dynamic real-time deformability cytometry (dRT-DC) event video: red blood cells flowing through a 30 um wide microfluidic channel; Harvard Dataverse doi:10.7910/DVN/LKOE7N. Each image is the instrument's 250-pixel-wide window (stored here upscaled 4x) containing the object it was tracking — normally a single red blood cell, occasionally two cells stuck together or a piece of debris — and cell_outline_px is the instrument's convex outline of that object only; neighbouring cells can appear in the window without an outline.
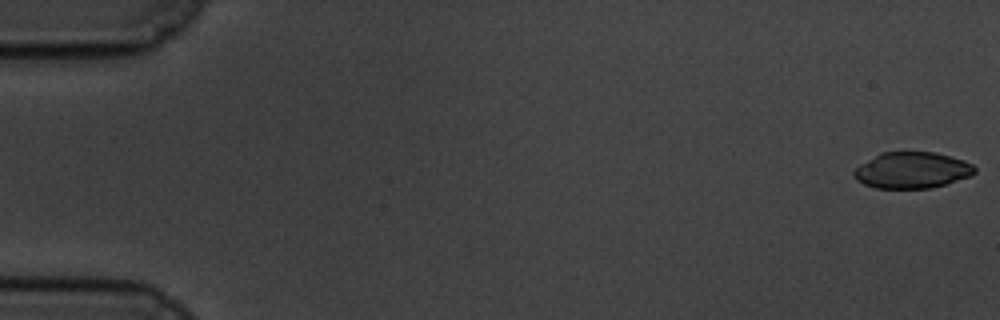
{"species": "common noctule bat (a hibernating species)", "species_latin": "Nyctalus noctula", "temperature_condition": "cold", "stored_images_in_passage": 58, "camera_frame_rate_fps": 3000, "um_per_image_px": 0.085, "animal": {"sex": "male", "body_mass_g": 19.5, "forearm_length_mm": 54.6}, "frame": {"image": 1, "passage_image": 1, "time_ms": 0.0, "image_size_px": [1000, 320], "cell_outline_px": [[976, 172], [972, 176], [944, 184], [928, 188], [876, 188], [864, 184], [856, 180], [852, 172], [860, 164], [880, 152], [936, 152], [964, 160], [972, 164], [976, 168]], "centroid_in_image_um": [77.52, 14.46], "position_along_channel_um": 7.5, "area_um2": 25.55}}
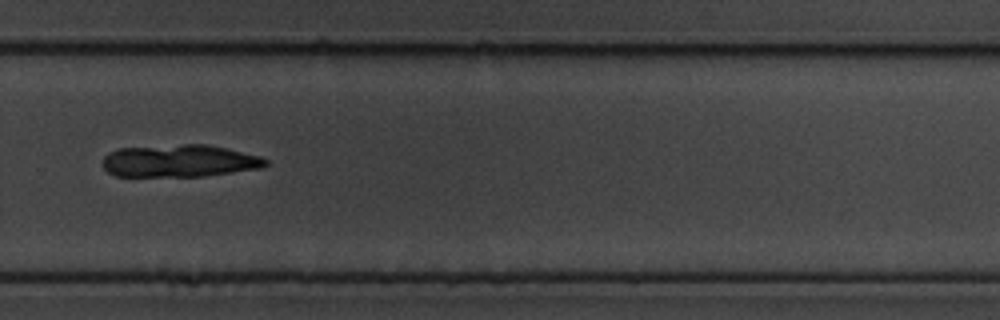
{"frame": {"image": 2, "passage_image": 40, "time_ms": 13.0, "image_size_px": [1000, 320], "cell_outline_px": [[268, 164], [264, 168], [200, 176], [116, 176], [108, 172], [104, 168], [104, 156], [108, 152], [120, 148], [184, 144], [208, 144], [260, 156], [268, 160]], "centroid_in_image_um": [15.27, 13.67], "position_along_channel_um": 314.5, "area_um2": 30.69}}
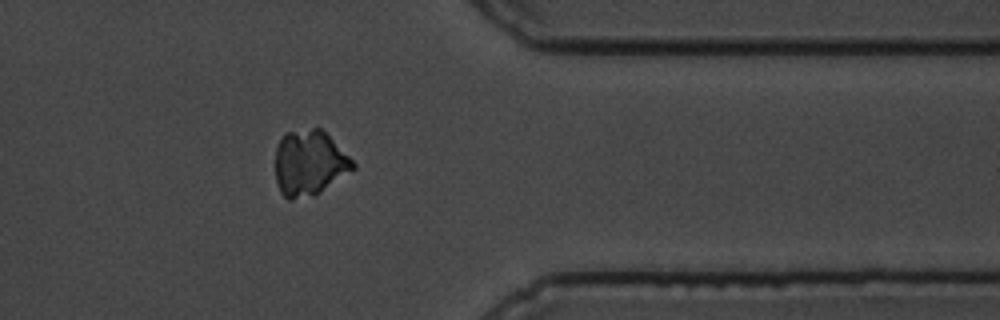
{"frame": {"image": 3, "passage_image": 47, "time_ms": 15.333, "image_size_px": [1000, 320], "cell_outline_px": [[356, 168], [320, 192], [312, 196], [292, 200], [288, 200], [280, 192], [276, 180], [276, 148], [280, 140], [288, 132], [312, 128], [320, 128], [356, 164]], "centroid_in_image_um": [26.28, 13.89], "position_along_channel_um": 385.1, "area_um2": 29.19}}